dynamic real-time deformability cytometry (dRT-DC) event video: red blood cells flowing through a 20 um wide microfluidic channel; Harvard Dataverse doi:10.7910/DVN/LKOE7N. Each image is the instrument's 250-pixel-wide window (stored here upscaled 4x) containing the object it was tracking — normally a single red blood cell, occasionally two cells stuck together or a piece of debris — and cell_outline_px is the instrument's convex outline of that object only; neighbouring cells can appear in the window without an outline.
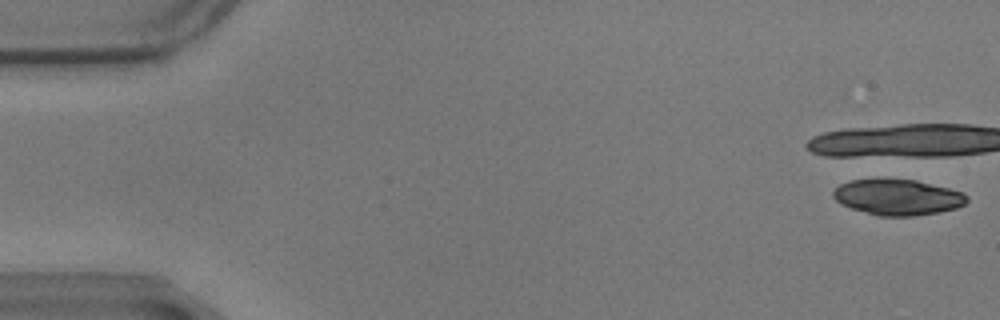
{"species": "common noctule bat (a hibernating species)", "species_latin": "Nyctalus noctula", "temperature_condition": "warm", "stored_images_in_passage": 15, "camera_frame_rate_fps": 3000, "um_per_image_px": 0.085, "animal": {"sex": "male", "body_mass_g": 17.9}, "frame": {"image": 1, "passage_image": 1, "time_ms": 0.0, "image_size_px": [1000, 320], "cell_outline_px": [[968, 200], [964, 204], [956, 208], [940, 212], [916, 216], [876, 216], [840, 204], [832, 196], [832, 192], [840, 184], [848, 180], [916, 180], [964, 192], [968, 196]], "centroid_in_image_um": [76.31, 16.78], "position_along_channel_um": 8.7, "area_um2": 27.8}}